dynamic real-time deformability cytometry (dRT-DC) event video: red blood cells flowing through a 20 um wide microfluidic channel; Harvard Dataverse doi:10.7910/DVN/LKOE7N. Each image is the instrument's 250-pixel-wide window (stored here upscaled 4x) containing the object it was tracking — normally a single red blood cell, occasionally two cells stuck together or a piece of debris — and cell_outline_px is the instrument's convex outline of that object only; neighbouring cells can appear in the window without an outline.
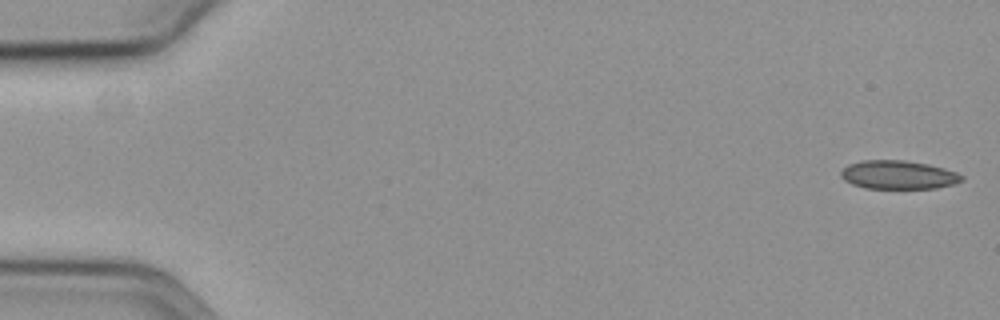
{"species": "common noctule bat (a hibernating species)", "species_latin": "Nyctalus noctula", "temperature_condition": "cold", "stored_images_in_passage": 28, "camera_frame_rate_fps": 3000, "um_per_image_px": 0.085, "animal": {"sex": "female", "body_mass_g": 19.3, "forearm_length_mm": 54.1}, "frame": {"image": 1, "passage_image": 1, "time_ms": 0.0, "image_size_px": [1000, 320], "cell_outline_px": [[964, 180], [952, 184], [936, 188], [864, 188], [852, 184], [844, 180], [840, 176], [840, 172], [848, 164], [860, 160], [904, 160], [928, 164], [944, 168], [956, 172], [964, 176]], "centroid_in_image_um": [76.34, 14.85], "position_along_channel_um": 8.7, "area_um2": 20.17}}
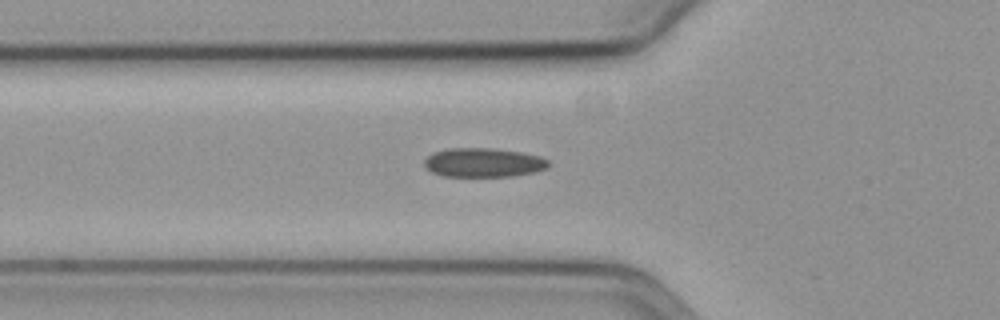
{"frame": {"image": 2, "passage_image": 20, "time_ms": 6.333, "image_size_px": [1000, 320], "cell_outline_px": [[548, 168], [536, 172], [512, 176], [440, 176], [424, 168], [424, 160], [432, 152], [448, 148], [488, 148], [520, 152], [540, 156], [548, 160]], "centroid_in_image_um": [41.06, 13.82], "position_along_channel_um": 84.7, "area_um2": 21.15}}
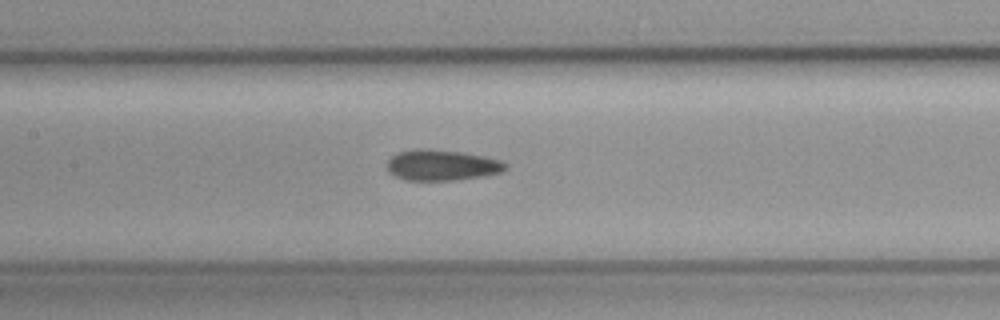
{"frame": {"image": 3, "passage_image": 27, "time_ms": 8.667, "image_size_px": [1000, 320], "cell_outline_px": [[508, 168], [504, 172], [484, 176], [456, 180], [404, 180], [388, 172], [388, 160], [396, 152], [416, 148], [424, 148], [460, 152], [484, 156], [500, 160], [508, 164]], "centroid_in_image_um": [37.58, 14.04], "position_along_channel_um": 169.8, "area_um2": 21.44}}